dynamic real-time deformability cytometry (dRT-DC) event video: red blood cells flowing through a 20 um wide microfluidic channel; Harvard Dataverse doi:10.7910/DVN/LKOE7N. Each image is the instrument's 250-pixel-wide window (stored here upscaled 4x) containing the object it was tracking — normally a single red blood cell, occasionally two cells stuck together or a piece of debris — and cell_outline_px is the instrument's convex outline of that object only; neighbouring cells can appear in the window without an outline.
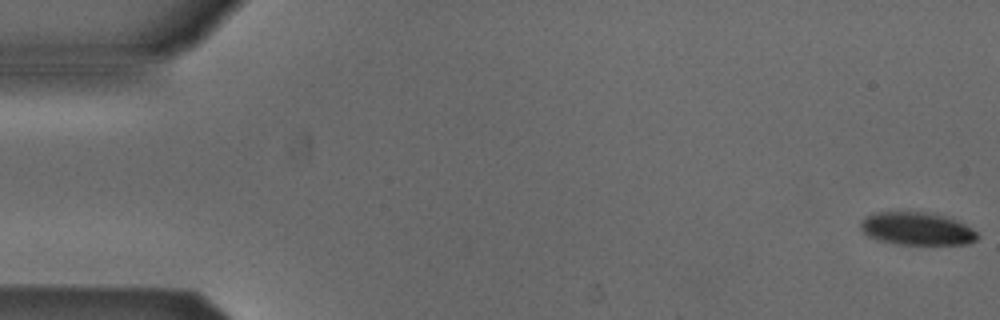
{"species": "Egyptian fruit bat (a non-hibernating species)", "species_latin": "Rousettus aegyptiacus", "temperature_condition": "cold", "stored_images_in_passage": 53, "camera_frame_rate_fps": 3000, "um_per_image_px": 0.085, "animal": {"sex": "male"}, "frame": {"image": 1, "passage_image": 1, "time_ms": 0.0, "image_size_px": [1000, 320], "cell_outline_px": [[980, 236], [976, 240], [968, 244], [896, 244], [880, 240], [868, 236], [860, 228], [860, 220], [864, 216], [872, 212], [924, 212], [952, 216], [972, 228]], "centroid_in_image_um": [77.95, 19.42], "position_along_channel_um": 7.0, "area_um2": 22.72}}
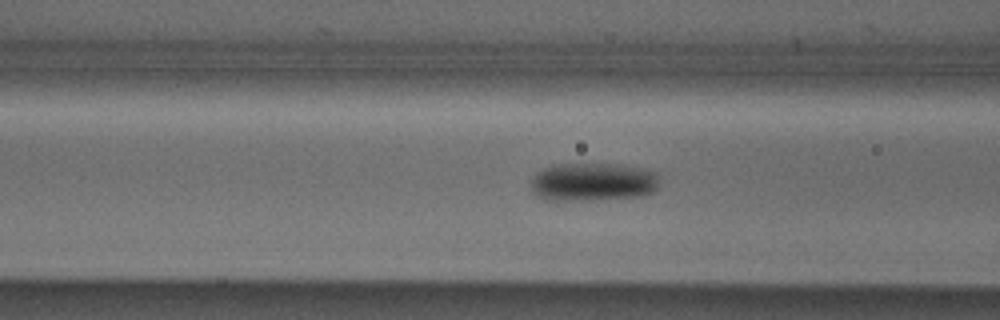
{"frame": {"image": 2, "passage_image": 21, "time_ms": 6.667, "image_size_px": [1000, 320], "cell_outline_px": [[656, 188], [652, 192], [640, 196], [592, 200], [544, 200], [532, 192], [532, 176], [536, 172], [544, 168], [556, 164], [616, 164], [656, 172]], "centroid_in_image_um": [50.32, 15.47], "position_along_channel_um": 116.3, "area_um2": 28.44}}
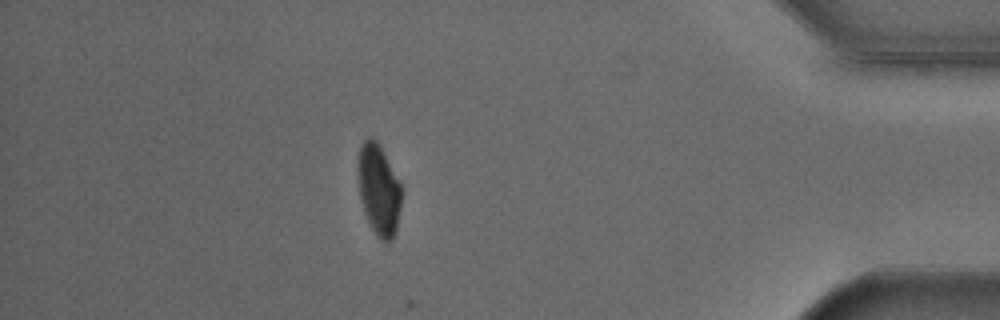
{"frame": {"image": 3, "passage_image": 47, "time_ms": 15.333, "image_size_px": [1000, 320], "cell_outline_px": [[404, 188], [396, 232], [392, 240], [388, 244], [380, 240], [376, 236], [364, 212], [360, 196], [356, 172], [356, 168], [360, 148], [364, 140], [372, 136], [380, 144]], "centroid_in_image_um": [32.22, 16.13], "position_along_channel_um": 403.0, "area_um2": 23.87}, "authors_computed_cell_mechanics": {"area_um2": 25.7788, "velocity_mm_per_s": 3.8551, "shape_relaxation_time_tau1_ms": 2.3453, "shape_relaxation_time_tau2_ms": null, "deformation_change_tau1": 0.0919, "deformation_change_tau2": null}}